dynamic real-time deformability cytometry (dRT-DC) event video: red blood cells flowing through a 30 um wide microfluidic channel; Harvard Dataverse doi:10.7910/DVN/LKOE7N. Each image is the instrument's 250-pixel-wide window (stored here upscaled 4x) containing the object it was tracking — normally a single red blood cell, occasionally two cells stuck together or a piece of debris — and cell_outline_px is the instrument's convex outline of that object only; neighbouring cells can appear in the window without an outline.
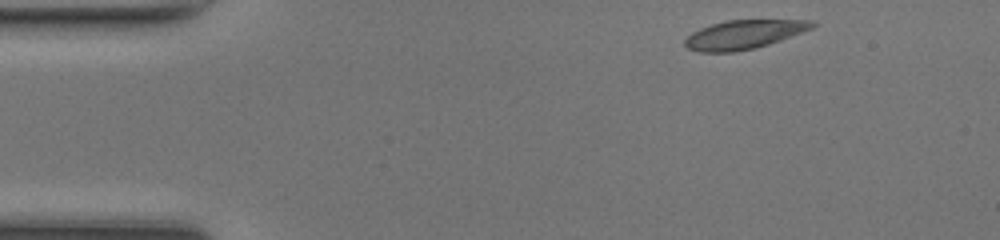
{"species": "common noctule bat (a hibernating species)", "species_latin": "Nyctalus noctula", "temperature_condition": "room temperature", "stored_images_in_passage": 43, "camera_frame_rate_fps": 3000, "um_per_image_px": 0.085, "animal": {"sex": "female", "body_mass_g": 17.0, "forearm_length_mm": 48.0}, "frame": {"image": 1, "passage_image": 1, "time_ms": 0.0, "image_size_px": [1000, 240], "cell_outline_px": [[816, 24], [812, 28], [780, 40], [756, 48], [732, 52], [700, 52], [688, 48], [684, 44], [684, 40], [692, 32], [700, 28], [712, 24], [728, 20], [812, 20]], "centroid_in_image_um": [63.2, 2.93], "position_along_channel_um": 21.8, "area_um2": 21.21}}
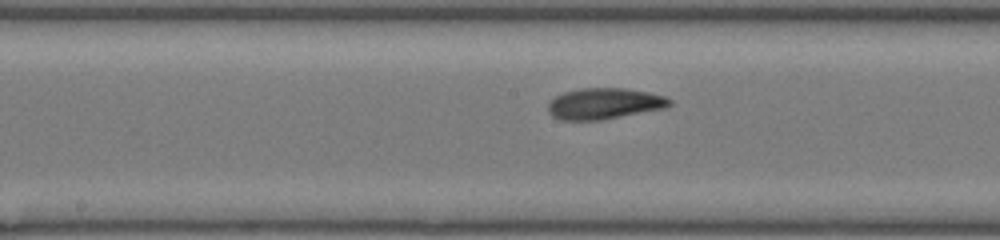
{"frame": {"image": 2, "passage_image": 19, "time_ms": 6.0, "image_size_px": [1000, 240], "cell_outline_px": [[672, 104], [668, 108], [604, 120], [560, 120], [552, 116], [548, 112], [548, 104], [556, 96], [564, 92], [580, 88], [624, 88], [648, 92], [664, 96], [672, 100]], "centroid_in_image_um": [51.4, 8.82], "position_along_channel_um": 196.8, "area_um2": 22.31}}
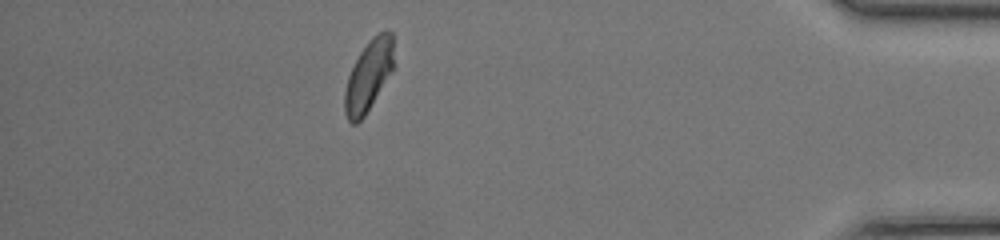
{"frame": {"image": 3, "passage_image": 37, "time_ms": 12.0, "image_size_px": [1000, 240], "cell_outline_px": [[392, 68], [364, 116], [356, 124], [352, 124], [348, 120], [344, 112], [344, 92], [348, 76], [360, 52], [368, 40], [372, 36], [380, 32], [392, 32]], "centroid_in_image_um": [31.27, 6.45], "position_along_channel_um": 403.9, "area_um2": 19.54}, "authors_computed_cell_mechanics": {"area_um2": 21.2126, "velocity_mm_per_s": 4.2974, "shape_relaxation_time_tau1_ms": 3.3134, "shape_relaxation_time_tau2_ms": 2.9378, "deformation_change_tau1": 0.117, "deformation_change_tau2": 0.0807}}